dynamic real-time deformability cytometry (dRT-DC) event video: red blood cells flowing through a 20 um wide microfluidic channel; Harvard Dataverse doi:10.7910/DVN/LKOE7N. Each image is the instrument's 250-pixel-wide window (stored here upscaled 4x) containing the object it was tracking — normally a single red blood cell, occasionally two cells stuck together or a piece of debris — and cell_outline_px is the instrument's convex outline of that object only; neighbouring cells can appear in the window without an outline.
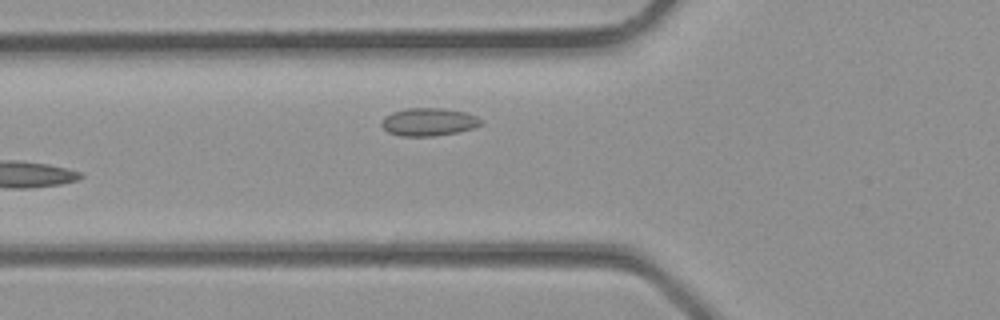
{"species": "common noctule bat (a hibernating species)", "species_latin": "Nyctalus noctula", "temperature_condition": "room temperature", "stored_images_in_passage": 6, "camera_frame_rate_fps": 3000, "um_per_image_px": 0.085, "animal": {"sex": "male", "body_mass_g": 23.1, "forearm_length_mm": 52.7}, "frame": {"image": 1, "passage_image": 5, "time_ms": 1.333, "image_size_px": [1000, 320], "cell_outline_px": [[484, 124], [476, 128], [456, 132], [432, 136], [400, 136], [388, 132], [380, 124], [384, 116], [392, 112], [408, 108], [440, 108], [464, 112], [476, 116], [484, 120]], "centroid_in_image_um": [36.46, 10.36], "position_along_channel_um": 89.3, "area_um2": 16.24}}